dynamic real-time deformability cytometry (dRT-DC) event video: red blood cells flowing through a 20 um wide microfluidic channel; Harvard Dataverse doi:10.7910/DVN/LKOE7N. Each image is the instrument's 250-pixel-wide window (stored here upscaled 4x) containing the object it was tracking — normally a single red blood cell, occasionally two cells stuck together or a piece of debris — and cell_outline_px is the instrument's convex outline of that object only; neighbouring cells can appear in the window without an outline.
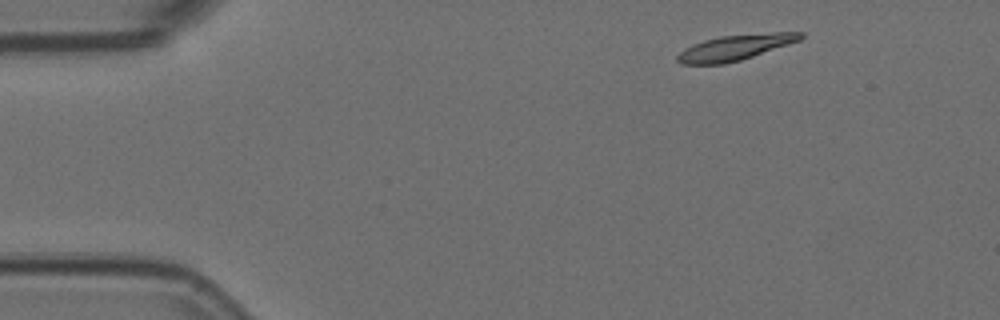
{"species": "Egyptian fruit bat (a non-hibernating species)", "species_latin": "Rousettus aegyptiacus", "temperature_condition": "room temperature", "stored_images_in_passage": 3, "camera_frame_rate_fps": 3000, "um_per_image_px": 0.085, "animal": {"sex": "female"}, "frame": {"image": 1, "passage_image": 1, "time_ms": 0.0, "image_size_px": [1000, 320], "cell_outline_px": [[804, 36], [800, 40], [740, 60], [724, 64], [680, 64], [676, 60], [676, 56], [684, 48], [692, 44], [704, 40], [720, 36], [776, 32], [804, 32]], "centroid_in_image_um": [62.44, 4.04], "position_along_channel_um": 22.6, "area_um2": 18.15}}
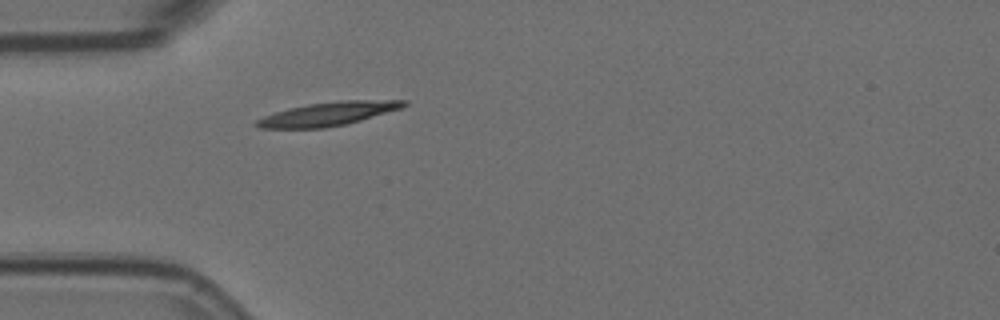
{"frame": {"image": 2, "passage_image": 3, "time_ms": 0.667, "image_size_px": [1000, 320], "cell_outline_px": [[408, 104], [400, 108], [360, 120], [344, 124], [324, 128], [256, 128], [252, 124], [256, 120], [264, 116], [288, 108], [308, 104], [340, 100], [408, 100]], "centroid_in_image_um": [27.83, 9.67], "position_along_channel_um": 57.2, "area_um2": 20.11}}